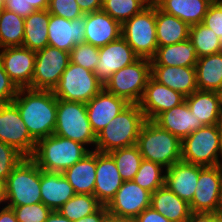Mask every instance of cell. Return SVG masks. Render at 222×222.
<instances>
[{"label": "cell", "mask_w": 222, "mask_h": 222, "mask_svg": "<svg viewBox=\"0 0 222 222\" xmlns=\"http://www.w3.org/2000/svg\"><path fill=\"white\" fill-rule=\"evenodd\" d=\"M30 135L38 141L54 133L57 115V98L52 90L22 88L12 101Z\"/></svg>", "instance_id": "obj_1"}, {"label": "cell", "mask_w": 222, "mask_h": 222, "mask_svg": "<svg viewBox=\"0 0 222 222\" xmlns=\"http://www.w3.org/2000/svg\"><path fill=\"white\" fill-rule=\"evenodd\" d=\"M145 121L139 105L129 104L96 135L95 151L109 153L135 145Z\"/></svg>", "instance_id": "obj_2"}, {"label": "cell", "mask_w": 222, "mask_h": 222, "mask_svg": "<svg viewBox=\"0 0 222 222\" xmlns=\"http://www.w3.org/2000/svg\"><path fill=\"white\" fill-rule=\"evenodd\" d=\"M89 152L90 149L79 142L52 134L37 141L31 158L44 171L62 173Z\"/></svg>", "instance_id": "obj_3"}, {"label": "cell", "mask_w": 222, "mask_h": 222, "mask_svg": "<svg viewBox=\"0 0 222 222\" xmlns=\"http://www.w3.org/2000/svg\"><path fill=\"white\" fill-rule=\"evenodd\" d=\"M181 144L178 137L150 120L142 125L136 143L144 160L157 163L165 169L181 161Z\"/></svg>", "instance_id": "obj_4"}, {"label": "cell", "mask_w": 222, "mask_h": 222, "mask_svg": "<svg viewBox=\"0 0 222 222\" xmlns=\"http://www.w3.org/2000/svg\"><path fill=\"white\" fill-rule=\"evenodd\" d=\"M95 150L96 134L93 132L86 103L57 99V115L54 133ZM91 146V147H90Z\"/></svg>", "instance_id": "obj_5"}, {"label": "cell", "mask_w": 222, "mask_h": 222, "mask_svg": "<svg viewBox=\"0 0 222 222\" xmlns=\"http://www.w3.org/2000/svg\"><path fill=\"white\" fill-rule=\"evenodd\" d=\"M4 184L6 206H23L42 202L40 167L31 157L23 158Z\"/></svg>", "instance_id": "obj_6"}, {"label": "cell", "mask_w": 222, "mask_h": 222, "mask_svg": "<svg viewBox=\"0 0 222 222\" xmlns=\"http://www.w3.org/2000/svg\"><path fill=\"white\" fill-rule=\"evenodd\" d=\"M181 160L200 166L222 165L217 125H205L182 140Z\"/></svg>", "instance_id": "obj_7"}, {"label": "cell", "mask_w": 222, "mask_h": 222, "mask_svg": "<svg viewBox=\"0 0 222 222\" xmlns=\"http://www.w3.org/2000/svg\"><path fill=\"white\" fill-rule=\"evenodd\" d=\"M121 36L140 58L151 59L158 48L156 38V4L146 8L122 24Z\"/></svg>", "instance_id": "obj_8"}, {"label": "cell", "mask_w": 222, "mask_h": 222, "mask_svg": "<svg viewBox=\"0 0 222 222\" xmlns=\"http://www.w3.org/2000/svg\"><path fill=\"white\" fill-rule=\"evenodd\" d=\"M151 76V62L148 58H139L131 65L121 68L105 82L103 88L129 104H138Z\"/></svg>", "instance_id": "obj_9"}, {"label": "cell", "mask_w": 222, "mask_h": 222, "mask_svg": "<svg viewBox=\"0 0 222 222\" xmlns=\"http://www.w3.org/2000/svg\"><path fill=\"white\" fill-rule=\"evenodd\" d=\"M102 89L94 72L70 61L52 92L57 99L88 103Z\"/></svg>", "instance_id": "obj_10"}, {"label": "cell", "mask_w": 222, "mask_h": 222, "mask_svg": "<svg viewBox=\"0 0 222 222\" xmlns=\"http://www.w3.org/2000/svg\"><path fill=\"white\" fill-rule=\"evenodd\" d=\"M35 55V70L29 88L53 90L70 63V52L45 46Z\"/></svg>", "instance_id": "obj_11"}, {"label": "cell", "mask_w": 222, "mask_h": 222, "mask_svg": "<svg viewBox=\"0 0 222 222\" xmlns=\"http://www.w3.org/2000/svg\"><path fill=\"white\" fill-rule=\"evenodd\" d=\"M0 141L14 147L24 157H32L37 141L30 135L17 106L0 105Z\"/></svg>", "instance_id": "obj_12"}, {"label": "cell", "mask_w": 222, "mask_h": 222, "mask_svg": "<svg viewBox=\"0 0 222 222\" xmlns=\"http://www.w3.org/2000/svg\"><path fill=\"white\" fill-rule=\"evenodd\" d=\"M222 165L205 166L199 172L196 190L189 204L191 212H218Z\"/></svg>", "instance_id": "obj_13"}, {"label": "cell", "mask_w": 222, "mask_h": 222, "mask_svg": "<svg viewBox=\"0 0 222 222\" xmlns=\"http://www.w3.org/2000/svg\"><path fill=\"white\" fill-rule=\"evenodd\" d=\"M151 206V192L133 180L124 181L115 196L106 205L109 214L117 217L136 218Z\"/></svg>", "instance_id": "obj_14"}, {"label": "cell", "mask_w": 222, "mask_h": 222, "mask_svg": "<svg viewBox=\"0 0 222 222\" xmlns=\"http://www.w3.org/2000/svg\"><path fill=\"white\" fill-rule=\"evenodd\" d=\"M35 51L24 46L0 49V61L18 89L29 88L35 70Z\"/></svg>", "instance_id": "obj_15"}, {"label": "cell", "mask_w": 222, "mask_h": 222, "mask_svg": "<svg viewBox=\"0 0 222 222\" xmlns=\"http://www.w3.org/2000/svg\"><path fill=\"white\" fill-rule=\"evenodd\" d=\"M140 57L121 36L119 39L99 47V62L95 68L97 79L105 82L121 68L131 65Z\"/></svg>", "instance_id": "obj_16"}, {"label": "cell", "mask_w": 222, "mask_h": 222, "mask_svg": "<svg viewBox=\"0 0 222 222\" xmlns=\"http://www.w3.org/2000/svg\"><path fill=\"white\" fill-rule=\"evenodd\" d=\"M184 101L185 96L180 92L157 82L150 76L138 105L146 120L153 121L162 112L176 107Z\"/></svg>", "instance_id": "obj_17"}, {"label": "cell", "mask_w": 222, "mask_h": 222, "mask_svg": "<svg viewBox=\"0 0 222 222\" xmlns=\"http://www.w3.org/2000/svg\"><path fill=\"white\" fill-rule=\"evenodd\" d=\"M85 14L74 20H68L50 14L48 24V46L71 52L75 45L85 40Z\"/></svg>", "instance_id": "obj_18"}, {"label": "cell", "mask_w": 222, "mask_h": 222, "mask_svg": "<svg viewBox=\"0 0 222 222\" xmlns=\"http://www.w3.org/2000/svg\"><path fill=\"white\" fill-rule=\"evenodd\" d=\"M123 182L113 157L109 153L96 151L94 196L97 200L102 205H107Z\"/></svg>", "instance_id": "obj_19"}, {"label": "cell", "mask_w": 222, "mask_h": 222, "mask_svg": "<svg viewBox=\"0 0 222 222\" xmlns=\"http://www.w3.org/2000/svg\"><path fill=\"white\" fill-rule=\"evenodd\" d=\"M129 103L104 88L86 103L87 114L93 132L97 135Z\"/></svg>", "instance_id": "obj_20"}, {"label": "cell", "mask_w": 222, "mask_h": 222, "mask_svg": "<svg viewBox=\"0 0 222 222\" xmlns=\"http://www.w3.org/2000/svg\"><path fill=\"white\" fill-rule=\"evenodd\" d=\"M204 166L178 161L165 171V185L188 204L192 202L199 172Z\"/></svg>", "instance_id": "obj_21"}, {"label": "cell", "mask_w": 222, "mask_h": 222, "mask_svg": "<svg viewBox=\"0 0 222 222\" xmlns=\"http://www.w3.org/2000/svg\"><path fill=\"white\" fill-rule=\"evenodd\" d=\"M122 25L103 10L85 14V43L102 47L121 37Z\"/></svg>", "instance_id": "obj_22"}, {"label": "cell", "mask_w": 222, "mask_h": 222, "mask_svg": "<svg viewBox=\"0 0 222 222\" xmlns=\"http://www.w3.org/2000/svg\"><path fill=\"white\" fill-rule=\"evenodd\" d=\"M151 76L185 97L198 89L195 66L151 65Z\"/></svg>", "instance_id": "obj_23"}, {"label": "cell", "mask_w": 222, "mask_h": 222, "mask_svg": "<svg viewBox=\"0 0 222 222\" xmlns=\"http://www.w3.org/2000/svg\"><path fill=\"white\" fill-rule=\"evenodd\" d=\"M160 128L169 131L181 141L204 126L190 111L186 101L159 114L154 120Z\"/></svg>", "instance_id": "obj_24"}, {"label": "cell", "mask_w": 222, "mask_h": 222, "mask_svg": "<svg viewBox=\"0 0 222 222\" xmlns=\"http://www.w3.org/2000/svg\"><path fill=\"white\" fill-rule=\"evenodd\" d=\"M40 194L42 203L57 211L75 192L61 172H48L40 168Z\"/></svg>", "instance_id": "obj_25"}, {"label": "cell", "mask_w": 222, "mask_h": 222, "mask_svg": "<svg viewBox=\"0 0 222 222\" xmlns=\"http://www.w3.org/2000/svg\"><path fill=\"white\" fill-rule=\"evenodd\" d=\"M95 174V150H91L81 160L62 172V175L72 185L75 194L88 195H94Z\"/></svg>", "instance_id": "obj_26"}, {"label": "cell", "mask_w": 222, "mask_h": 222, "mask_svg": "<svg viewBox=\"0 0 222 222\" xmlns=\"http://www.w3.org/2000/svg\"><path fill=\"white\" fill-rule=\"evenodd\" d=\"M185 101L196 119H199L204 126L216 125L221 118L222 109L217 91L197 89L185 97Z\"/></svg>", "instance_id": "obj_27"}, {"label": "cell", "mask_w": 222, "mask_h": 222, "mask_svg": "<svg viewBox=\"0 0 222 222\" xmlns=\"http://www.w3.org/2000/svg\"><path fill=\"white\" fill-rule=\"evenodd\" d=\"M151 207L170 222H187L191 213L189 204L166 185L151 193Z\"/></svg>", "instance_id": "obj_28"}, {"label": "cell", "mask_w": 222, "mask_h": 222, "mask_svg": "<svg viewBox=\"0 0 222 222\" xmlns=\"http://www.w3.org/2000/svg\"><path fill=\"white\" fill-rule=\"evenodd\" d=\"M197 61L195 46L189 38L176 44L158 46L155 55L150 59L151 65L182 67L196 66Z\"/></svg>", "instance_id": "obj_29"}, {"label": "cell", "mask_w": 222, "mask_h": 222, "mask_svg": "<svg viewBox=\"0 0 222 222\" xmlns=\"http://www.w3.org/2000/svg\"><path fill=\"white\" fill-rule=\"evenodd\" d=\"M214 0H154L164 12L174 15L190 26L203 22L209 6Z\"/></svg>", "instance_id": "obj_30"}, {"label": "cell", "mask_w": 222, "mask_h": 222, "mask_svg": "<svg viewBox=\"0 0 222 222\" xmlns=\"http://www.w3.org/2000/svg\"><path fill=\"white\" fill-rule=\"evenodd\" d=\"M190 25L156 5V38L158 46H167L189 38Z\"/></svg>", "instance_id": "obj_31"}, {"label": "cell", "mask_w": 222, "mask_h": 222, "mask_svg": "<svg viewBox=\"0 0 222 222\" xmlns=\"http://www.w3.org/2000/svg\"><path fill=\"white\" fill-rule=\"evenodd\" d=\"M50 13L48 10H35L25 17L24 24V47L38 51L48 46V24Z\"/></svg>", "instance_id": "obj_32"}, {"label": "cell", "mask_w": 222, "mask_h": 222, "mask_svg": "<svg viewBox=\"0 0 222 222\" xmlns=\"http://www.w3.org/2000/svg\"><path fill=\"white\" fill-rule=\"evenodd\" d=\"M195 68L198 90L222 88V52L198 58Z\"/></svg>", "instance_id": "obj_33"}, {"label": "cell", "mask_w": 222, "mask_h": 222, "mask_svg": "<svg viewBox=\"0 0 222 222\" xmlns=\"http://www.w3.org/2000/svg\"><path fill=\"white\" fill-rule=\"evenodd\" d=\"M25 18L14 12H0V49L23 45Z\"/></svg>", "instance_id": "obj_34"}, {"label": "cell", "mask_w": 222, "mask_h": 222, "mask_svg": "<svg viewBox=\"0 0 222 222\" xmlns=\"http://www.w3.org/2000/svg\"><path fill=\"white\" fill-rule=\"evenodd\" d=\"M189 39L195 46L198 58L222 52L220 37L202 23L190 26Z\"/></svg>", "instance_id": "obj_35"}, {"label": "cell", "mask_w": 222, "mask_h": 222, "mask_svg": "<svg viewBox=\"0 0 222 222\" xmlns=\"http://www.w3.org/2000/svg\"><path fill=\"white\" fill-rule=\"evenodd\" d=\"M102 204L94 195L75 194L57 211L72 222L96 212Z\"/></svg>", "instance_id": "obj_36"}, {"label": "cell", "mask_w": 222, "mask_h": 222, "mask_svg": "<svg viewBox=\"0 0 222 222\" xmlns=\"http://www.w3.org/2000/svg\"><path fill=\"white\" fill-rule=\"evenodd\" d=\"M109 154L113 157L122 179L133 180L143 160L137 145L118 148L110 151Z\"/></svg>", "instance_id": "obj_37"}, {"label": "cell", "mask_w": 222, "mask_h": 222, "mask_svg": "<svg viewBox=\"0 0 222 222\" xmlns=\"http://www.w3.org/2000/svg\"><path fill=\"white\" fill-rule=\"evenodd\" d=\"M151 2V0H104L102 10L122 25Z\"/></svg>", "instance_id": "obj_38"}, {"label": "cell", "mask_w": 222, "mask_h": 222, "mask_svg": "<svg viewBox=\"0 0 222 222\" xmlns=\"http://www.w3.org/2000/svg\"><path fill=\"white\" fill-rule=\"evenodd\" d=\"M165 171L161 165L143 159L133 181L141 188L154 193L165 185Z\"/></svg>", "instance_id": "obj_39"}, {"label": "cell", "mask_w": 222, "mask_h": 222, "mask_svg": "<svg viewBox=\"0 0 222 222\" xmlns=\"http://www.w3.org/2000/svg\"><path fill=\"white\" fill-rule=\"evenodd\" d=\"M70 61L94 72L99 62V47L85 42L75 45L70 52Z\"/></svg>", "instance_id": "obj_40"}, {"label": "cell", "mask_w": 222, "mask_h": 222, "mask_svg": "<svg viewBox=\"0 0 222 222\" xmlns=\"http://www.w3.org/2000/svg\"><path fill=\"white\" fill-rule=\"evenodd\" d=\"M8 207L13 208L18 222H45L52 212V210L42 202Z\"/></svg>", "instance_id": "obj_41"}, {"label": "cell", "mask_w": 222, "mask_h": 222, "mask_svg": "<svg viewBox=\"0 0 222 222\" xmlns=\"http://www.w3.org/2000/svg\"><path fill=\"white\" fill-rule=\"evenodd\" d=\"M23 158L25 157L14 147L0 141V180L5 182Z\"/></svg>", "instance_id": "obj_42"}, {"label": "cell", "mask_w": 222, "mask_h": 222, "mask_svg": "<svg viewBox=\"0 0 222 222\" xmlns=\"http://www.w3.org/2000/svg\"><path fill=\"white\" fill-rule=\"evenodd\" d=\"M48 12L68 20L84 16L76 0H49Z\"/></svg>", "instance_id": "obj_43"}, {"label": "cell", "mask_w": 222, "mask_h": 222, "mask_svg": "<svg viewBox=\"0 0 222 222\" xmlns=\"http://www.w3.org/2000/svg\"><path fill=\"white\" fill-rule=\"evenodd\" d=\"M202 24L212 29L222 41V3L213 1L204 16Z\"/></svg>", "instance_id": "obj_44"}, {"label": "cell", "mask_w": 222, "mask_h": 222, "mask_svg": "<svg viewBox=\"0 0 222 222\" xmlns=\"http://www.w3.org/2000/svg\"><path fill=\"white\" fill-rule=\"evenodd\" d=\"M18 88L5 72L0 61V105L10 103L17 96Z\"/></svg>", "instance_id": "obj_45"}, {"label": "cell", "mask_w": 222, "mask_h": 222, "mask_svg": "<svg viewBox=\"0 0 222 222\" xmlns=\"http://www.w3.org/2000/svg\"><path fill=\"white\" fill-rule=\"evenodd\" d=\"M3 8L22 17H28L35 9L26 0H4Z\"/></svg>", "instance_id": "obj_46"}, {"label": "cell", "mask_w": 222, "mask_h": 222, "mask_svg": "<svg viewBox=\"0 0 222 222\" xmlns=\"http://www.w3.org/2000/svg\"><path fill=\"white\" fill-rule=\"evenodd\" d=\"M187 222H222L219 212H191Z\"/></svg>", "instance_id": "obj_47"}, {"label": "cell", "mask_w": 222, "mask_h": 222, "mask_svg": "<svg viewBox=\"0 0 222 222\" xmlns=\"http://www.w3.org/2000/svg\"><path fill=\"white\" fill-rule=\"evenodd\" d=\"M137 222H170L159 212L155 211L151 206L144 209L137 217Z\"/></svg>", "instance_id": "obj_48"}, {"label": "cell", "mask_w": 222, "mask_h": 222, "mask_svg": "<svg viewBox=\"0 0 222 222\" xmlns=\"http://www.w3.org/2000/svg\"><path fill=\"white\" fill-rule=\"evenodd\" d=\"M104 0H76L83 14L102 10Z\"/></svg>", "instance_id": "obj_49"}, {"label": "cell", "mask_w": 222, "mask_h": 222, "mask_svg": "<svg viewBox=\"0 0 222 222\" xmlns=\"http://www.w3.org/2000/svg\"><path fill=\"white\" fill-rule=\"evenodd\" d=\"M109 213L106 205H102L96 212L91 215L82 217L75 222H106Z\"/></svg>", "instance_id": "obj_50"}, {"label": "cell", "mask_w": 222, "mask_h": 222, "mask_svg": "<svg viewBox=\"0 0 222 222\" xmlns=\"http://www.w3.org/2000/svg\"><path fill=\"white\" fill-rule=\"evenodd\" d=\"M0 222H18L13 208L8 206L0 208Z\"/></svg>", "instance_id": "obj_51"}, {"label": "cell", "mask_w": 222, "mask_h": 222, "mask_svg": "<svg viewBox=\"0 0 222 222\" xmlns=\"http://www.w3.org/2000/svg\"><path fill=\"white\" fill-rule=\"evenodd\" d=\"M35 10L48 9L49 0H26Z\"/></svg>", "instance_id": "obj_52"}, {"label": "cell", "mask_w": 222, "mask_h": 222, "mask_svg": "<svg viewBox=\"0 0 222 222\" xmlns=\"http://www.w3.org/2000/svg\"><path fill=\"white\" fill-rule=\"evenodd\" d=\"M45 222H72L58 211H52Z\"/></svg>", "instance_id": "obj_53"}, {"label": "cell", "mask_w": 222, "mask_h": 222, "mask_svg": "<svg viewBox=\"0 0 222 222\" xmlns=\"http://www.w3.org/2000/svg\"><path fill=\"white\" fill-rule=\"evenodd\" d=\"M106 222H137L136 218L117 217L111 214L108 215Z\"/></svg>", "instance_id": "obj_54"}, {"label": "cell", "mask_w": 222, "mask_h": 222, "mask_svg": "<svg viewBox=\"0 0 222 222\" xmlns=\"http://www.w3.org/2000/svg\"><path fill=\"white\" fill-rule=\"evenodd\" d=\"M6 206L5 184L0 180V208Z\"/></svg>", "instance_id": "obj_55"}, {"label": "cell", "mask_w": 222, "mask_h": 222, "mask_svg": "<svg viewBox=\"0 0 222 222\" xmlns=\"http://www.w3.org/2000/svg\"><path fill=\"white\" fill-rule=\"evenodd\" d=\"M216 125H217L218 131H219L220 144H221V148H222V115H221V118L219 119V121Z\"/></svg>", "instance_id": "obj_56"}, {"label": "cell", "mask_w": 222, "mask_h": 222, "mask_svg": "<svg viewBox=\"0 0 222 222\" xmlns=\"http://www.w3.org/2000/svg\"><path fill=\"white\" fill-rule=\"evenodd\" d=\"M218 212L222 214V184H221V192H220V201H219Z\"/></svg>", "instance_id": "obj_57"}, {"label": "cell", "mask_w": 222, "mask_h": 222, "mask_svg": "<svg viewBox=\"0 0 222 222\" xmlns=\"http://www.w3.org/2000/svg\"><path fill=\"white\" fill-rule=\"evenodd\" d=\"M218 95H219V100H220V106L222 109V88L218 91Z\"/></svg>", "instance_id": "obj_58"}, {"label": "cell", "mask_w": 222, "mask_h": 222, "mask_svg": "<svg viewBox=\"0 0 222 222\" xmlns=\"http://www.w3.org/2000/svg\"><path fill=\"white\" fill-rule=\"evenodd\" d=\"M3 3H4V0H0V12L3 10Z\"/></svg>", "instance_id": "obj_59"}, {"label": "cell", "mask_w": 222, "mask_h": 222, "mask_svg": "<svg viewBox=\"0 0 222 222\" xmlns=\"http://www.w3.org/2000/svg\"><path fill=\"white\" fill-rule=\"evenodd\" d=\"M215 2L222 3V0H214Z\"/></svg>", "instance_id": "obj_60"}]
</instances>
